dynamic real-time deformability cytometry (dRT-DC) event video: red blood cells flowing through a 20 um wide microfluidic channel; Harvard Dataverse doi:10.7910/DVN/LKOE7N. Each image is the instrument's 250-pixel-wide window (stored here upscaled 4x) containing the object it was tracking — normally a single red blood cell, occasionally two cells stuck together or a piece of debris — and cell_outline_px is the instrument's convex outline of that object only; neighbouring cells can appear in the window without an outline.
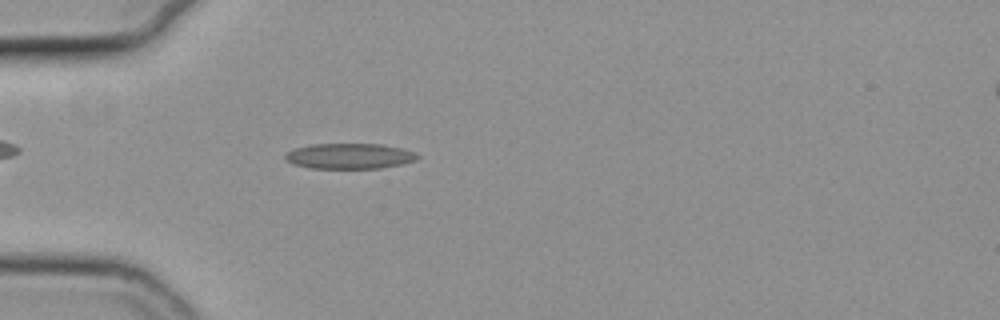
{"species": "common noctule bat (a hibernating species)", "species_latin": "Nyctalus noctula", "temperature_condition": "cold", "stored_images_in_passage": 45, "camera_frame_rate_fps": 3000, "um_per_image_px": 0.085, "animal": {"sex": "female", "body_mass_g": 19.3, "forearm_length_mm": 54.1}, "frame": {"image": 1, "passage_image": 7, "time_ms": 2.0, "image_size_px": [1000, 320], "cell_outline_px": [[420, 156], [416, 160], [400, 164], [380, 168], [308, 168], [292, 164], [284, 160], [284, 152], [296, 148], [312, 144], [380, 144], [404, 148], [416, 152]], "centroid_in_image_um": [29.68, 13.26], "position_along_channel_um": 55.3, "area_um2": 19.83}}
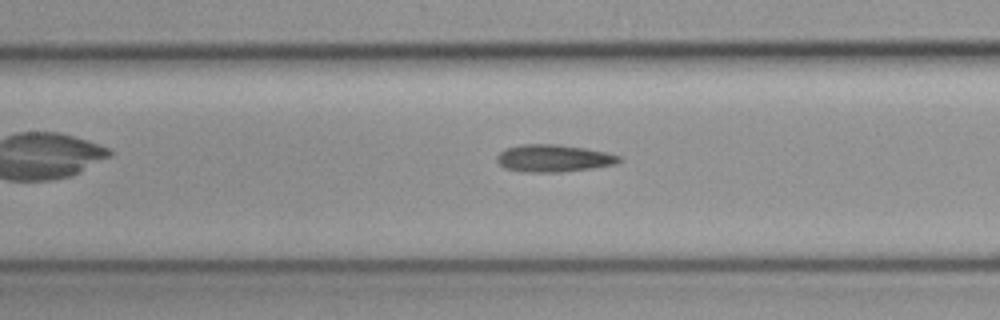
{"frame": {"image": 2, "passage_image": 16, "time_ms": 5.0, "image_size_px": [1000, 320], "cell_outline_px": [[624, 160], [616, 164], [592, 168], [560, 172], [524, 172], [504, 168], [496, 160], [496, 156], [504, 148], [520, 144], [556, 144], [584, 148], [604, 152], [620, 156]], "centroid_in_image_um": [47.03, 13.45], "position_along_channel_um": 160.4, "area_um2": 19.54}}
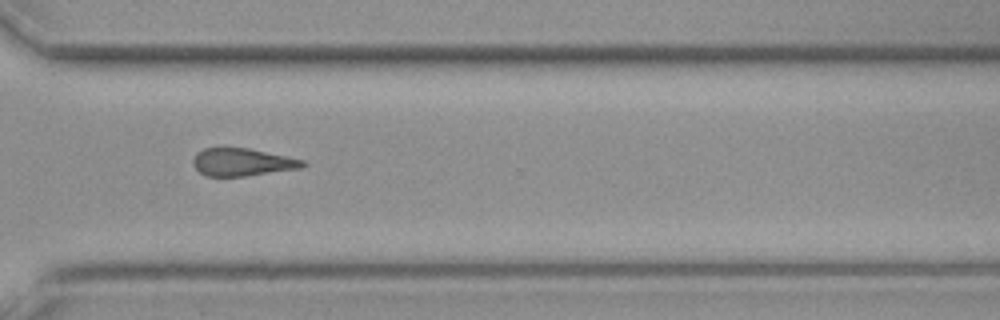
{"frame": {"image": 3, "passage_image": 31, "time_ms": 10.0, "image_size_px": [1000, 320], "cell_outline_px": [[308, 164], [300, 168], [244, 176], [204, 176], [192, 164], [192, 160], [196, 152], [204, 148], [248, 148], [304, 160]], "centroid_in_image_um": [20.56, 13.78], "position_along_channel_um": 350.0, "area_um2": 17.57}, "authors_computed_cell_mechanics": {"area_um2": 18.496, "velocity_mm_per_s": 3.8006, "shape_relaxation_time_tau1_ms": null, "shape_relaxation_time_tau2_ms": 7.2491, "deformation_change_tau1": null, "deformation_change_tau2": 0.1857}}